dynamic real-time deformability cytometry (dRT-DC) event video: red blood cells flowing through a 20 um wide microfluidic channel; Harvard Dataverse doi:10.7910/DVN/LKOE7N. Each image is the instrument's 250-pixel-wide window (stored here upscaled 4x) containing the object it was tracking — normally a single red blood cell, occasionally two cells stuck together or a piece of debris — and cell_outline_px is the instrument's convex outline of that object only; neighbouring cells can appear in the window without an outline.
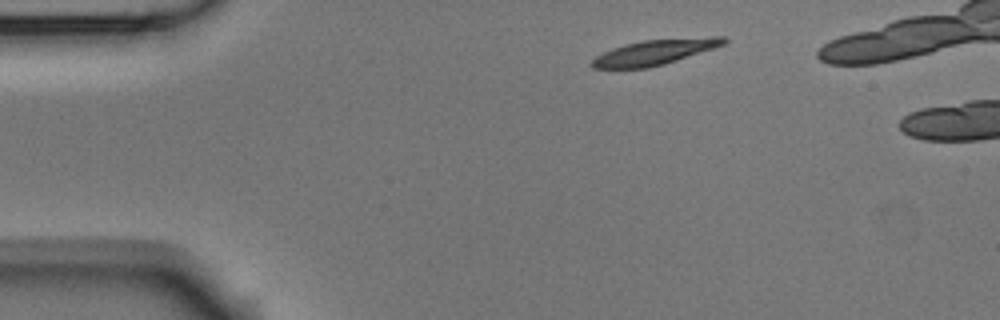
{"species": "Egyptian fruit bat (a non-hibernating species)", "species_latin": "Rousettus aegyptiacus", "temperature_condition": "room temperature", "stored_images_in_passage": 2, "camera_frame_rate_fps": 3000, "um_per_image_px": 0.085, "animal": {"sex": "male"}, "frame": {"image": 1, "passage_image": 1, "time_ms": 0.0, "image_size_px": [1000, 320], "cell_outline_px": [[728, 40], [724, 44], [664, 64], [648, 68], [592, 68], [588, 64], [596, 56], [612, 48], [624, 44], [644, 40], [712, 36], [724, 36]], "centroid_in_image_um": [55.61, 4.43], "position_along_channel_um": 29.4, "area_um2": 19.25}}